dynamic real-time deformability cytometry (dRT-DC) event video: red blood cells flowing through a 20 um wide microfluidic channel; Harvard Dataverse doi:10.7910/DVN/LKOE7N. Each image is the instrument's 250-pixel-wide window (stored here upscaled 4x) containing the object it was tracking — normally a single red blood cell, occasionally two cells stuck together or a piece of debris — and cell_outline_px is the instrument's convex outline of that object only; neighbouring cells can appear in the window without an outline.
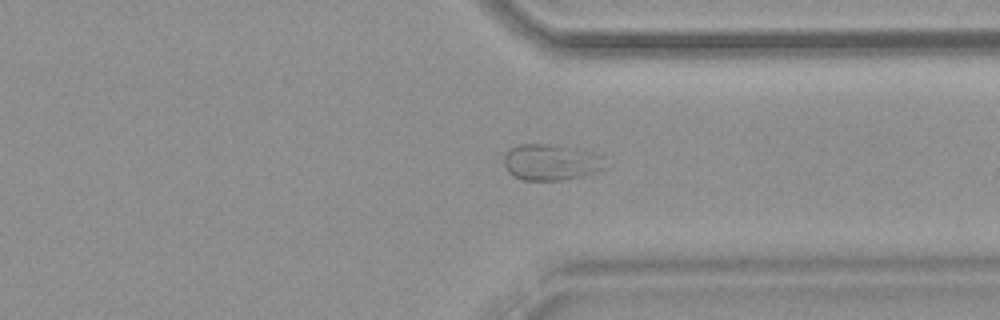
{"species": "common noctule bat (a hibernating species)", "species_latin": "Nyctalus noctula", "temperature_condition": "warm", "stored_images_in_passage": 46, "camera_frame_rate_fps": 3000, "um_per_image_px": 0.085, "animal": {"sex": "female", "body_mass_g": 18.4}, "frame": {"image": 1, "passage_image": 34, "time_ms": 11.0, "image_size_px": [1000, 320], "cell_outline_px": [[604, 168], [580, 176], [560, 180], [524, 180], [508, 172], [504, 164], [504, 156], [508, 148], [516, 144], [552, 144], [596, 152], [604, 156]], "centroid_in_image_um": [46.81, 13.76], "position_along_channel_um": 364.6, "area_um2": 21.33}}
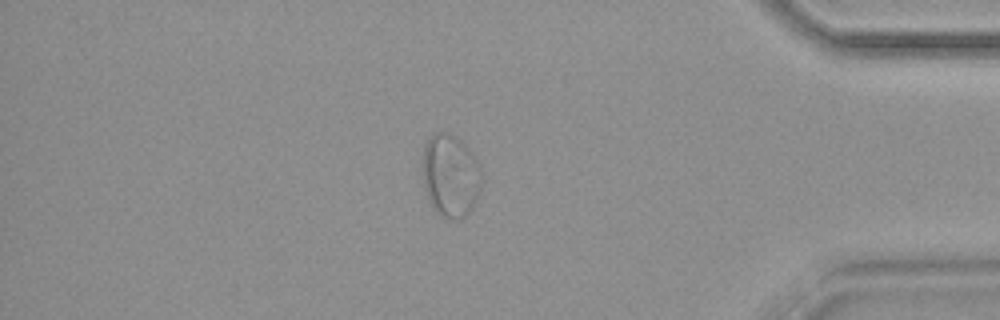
{"frame": {"image": 2, "passage_image": 39, "time_ms": 12.667, "image_size_px": [1000, 320], "cell_outline_px": [[480, 184], [472, 208], [464, 216], [456, 220], [440, 216], [436, 212], [428, 200], [424, 188], [424, 144], [428, 136], [432, 132], [448, 132], [456, 136], [468, 148], [480, 164]], "centroid_in_image_um": [38.26, 14.9], "position_along_channel_um": 396.9, "area_um2": 28.32}, "authors_computed_cell_mechanics": {"area_um2": 23.9292, "velocity_mm_per_s": 3.8097, "shape_relaxation_time_tau1_ms": null, "shape_relaxation_time_tau2_ms": 2.1325, "deformation_change_tau1": null, "deformation_change_tau2": 0.0809}}